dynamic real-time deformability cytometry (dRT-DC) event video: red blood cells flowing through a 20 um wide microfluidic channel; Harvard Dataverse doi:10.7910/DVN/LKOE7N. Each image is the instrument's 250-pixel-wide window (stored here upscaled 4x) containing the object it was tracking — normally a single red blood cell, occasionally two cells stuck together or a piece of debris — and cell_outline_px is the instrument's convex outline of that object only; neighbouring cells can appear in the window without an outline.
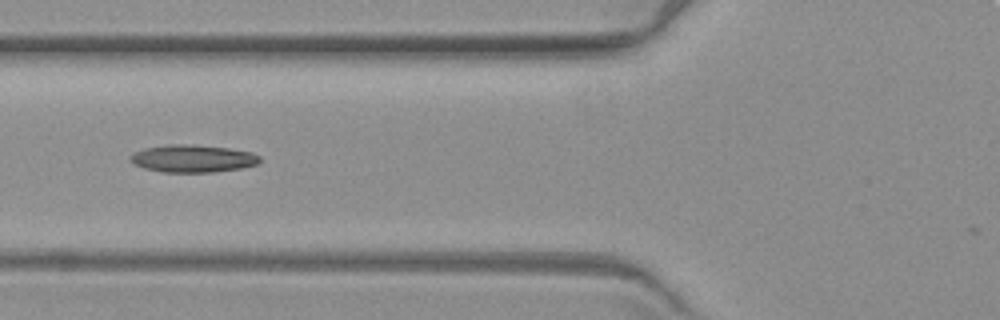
{"species": "common noctule bat (a hibernating species)", "species_latin": "Nyctalus noctula", "temperature_condition": "warm", "stored_images_in_passage": 15, "camera_frame_rate_fps": 3000, "um_per_image_px": 0.085, "animal": {"sex": "female", "body_mass_g": 19.3, "forearm_length_mm": 54.1}, "frame": {"image": 1, "passage_image": 5, "time_ms": 6.0, "image_size_px": [1000, 320], "cell_outline_px": [[260, 160], [256, 164], [240, 168], [212, 172], [164, 172], [144, 168], [132, 164], [128, 160], [128, 156], [144, 148], [168, 144], [192, 144], [228, 148], [252, 152], [260, 156]], "centroid_in_image_um": [16.33, 13.47], "position_along_channel_um": 109.5, "area_um2": 20.81}}
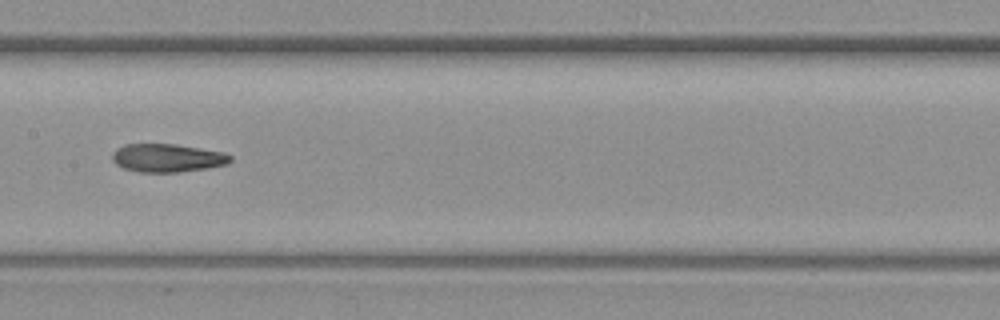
{"frame": {"image": 2, "passage_image": 7, "time_ms": 8.333, "image_size_px": [1000, 320], "cell_outline_px": [[232, 160], [228, 164], [208, 168], [180, 172], [140, 172], [124, 168], [116, 164], [112, 160], [112, 152], [116, 148], [124, 144], [176, 144], [224, 152], [232, 156]], "centroid_in_image_um": [14.23, 13.42], "position_along_channel_um": 193.2, "area_um2": 19.59}}
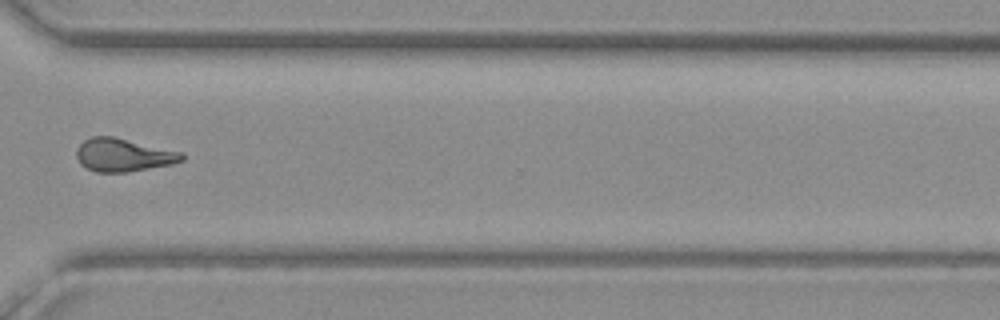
{"frame": {"image": 3, "passage_image": 11, "time_ms": 13.0, "image_size_px": [1000, 320], "cell_outline_px": [[184, 160], [172, 164], [128, 172], [96, 172], [80, 164], [76, 156], [76, 148], [84, 140], [92, 136], [112, 136], [184, 152]], "centroid_in_image_um": [10.49, 13.17], "position_along_channel_um": 360.1, "area_um2": 20.4}, "authors_computed_cell_mechanics": {"area_um2": 20.1144, "velocity_mm_per_s": 3.5873, "shape_relaxation_time_tau1_ms": null, "shape_relaxation_time_tau2_ms": 2.5491, "deformation_change_tau1": null, "deformation_change_tau2": 0.0987}}